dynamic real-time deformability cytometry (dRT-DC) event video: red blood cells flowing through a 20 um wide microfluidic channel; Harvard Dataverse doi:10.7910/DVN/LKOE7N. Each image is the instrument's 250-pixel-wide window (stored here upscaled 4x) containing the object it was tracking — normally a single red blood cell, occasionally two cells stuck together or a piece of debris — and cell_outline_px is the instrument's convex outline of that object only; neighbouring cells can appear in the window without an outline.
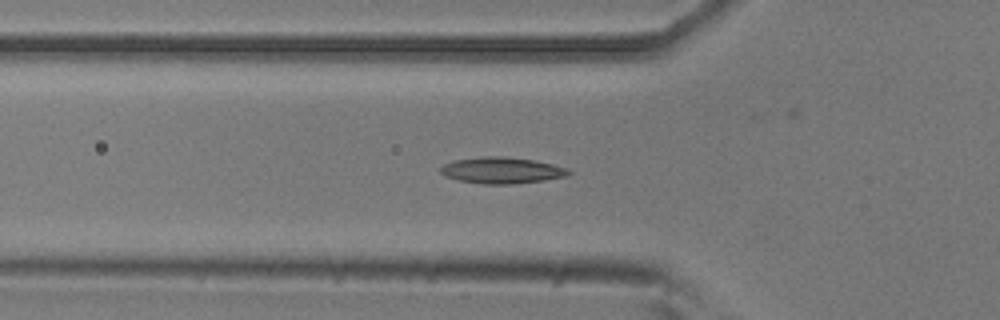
{"species": "common noctule bat (a hibernating species)", "species_latin": "Nyctalus noctula", "temperature_condition": "room temperature", "stored_images_in_passage": 26, "camera_frame_rate_fps": 3000, "um_per_image_px": 0.085, "animal": {"sex": "male", "body_mass_g": 20.5, "forearm_length_mm": 52.5}, "frame": {"image": 1, "passage_image": 2, "time_ms": 0.333, "image_size_px": [1000, 320], "cell_outline_px": [[572, 172], [568, 176], [544, 180], [512, 184], [484, 184], [460, 180], [444, 176], [440, 172], [440, 168], [444, 164], [452, 160], [480, 156], [504, 156], [532, 160], [552, 164], [568, 168]], "centroid_in_image_um": [42.64, 14.47], "position_along_channel_um": 83.2, "area_um2": 19.71}}
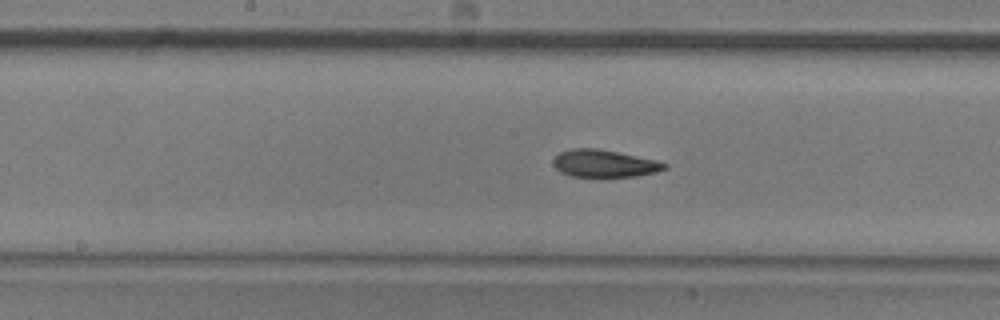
{"frame": {"image": 2, "passage_image": 11, "time_ms": 3.333, "image_size_px": [1000, 320], "cell_outline_px": [[668, 168], [656, 172], [636, 176], [604, 180], [600, 180], [572, 176], [560, 172], [552, 164], [552, 160], [560, 152], [572, 148], [596, 148], [656, 160], [668, 164]], "centroid_in_image_um": [51.35, 13.95], "position_along_channel_um": 196.9, "area_um2": 18.55}}
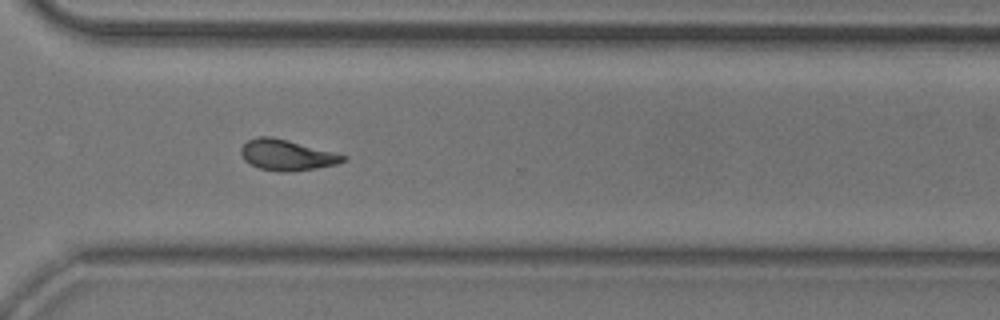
{"frame": {"image": 3, "passage_image": 23, "time_ms": 7.333, "image_size_px": [1000, 320], "cell_outline_px": [[348, 160], [336, 164], [316, 168], [284, 172], [280, 172], [260, 168], [244, 160], [240, 152], [240, 148], [248, 140], [256, 136], [272, 136], [336, 152], [348, 156]], "centroid_in_image_um": [24.4, 13.16], "position_along_channel_um": 346.2, "area_um2": 18.38}, "authors_computed_cell_mechanics": {"area_um2": 18.0047, "velocity_mm_per_s": 3.7487, "shape_relaxation_time_tau1_ms": 7.2664, "shape_relaxation_time_tau2_ms": 2.7834, "deformation_change_tau1": 0.162, "deformation_change_tau2": 0.0881}}